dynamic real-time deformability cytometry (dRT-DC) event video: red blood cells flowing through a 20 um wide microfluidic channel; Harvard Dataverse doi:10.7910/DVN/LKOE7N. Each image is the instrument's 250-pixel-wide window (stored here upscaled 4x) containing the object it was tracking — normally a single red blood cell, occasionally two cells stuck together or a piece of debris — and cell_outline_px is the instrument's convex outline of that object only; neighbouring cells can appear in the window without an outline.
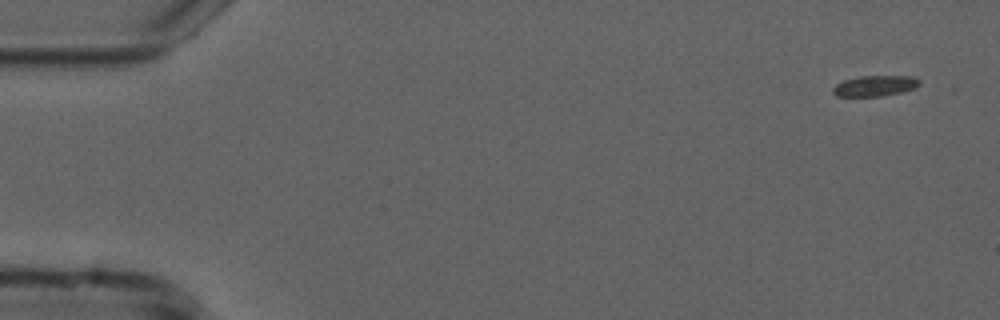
{"species": "common noctule bat (a hibernating species)", "species_latin": "Nyctalus noctula", "temperature_condition": "cold", "stored_images_in_passage": 4, "camera_frame_rate_fps": 3000, "um_per_image_px": 0.085, "animal": {"sex": "male", "forearm_length_mm": 52.5}, "frame": {"image": 1, "passage_image": 4, "time_ms": 1.0, "image_size_px": [1000, 320], "cell_outline_px": [[920, 84], [916, 88], [904, 92], [880, 96], [836, 96], [832, 92], [832, 88], [836, 84], [844, 80], [860, 76], [912, 76], [920, 80]], "centroid_in_image_um": [74.39, 7.3], "position_along_channel_um": 10.6, "area_um2": 10.52}}